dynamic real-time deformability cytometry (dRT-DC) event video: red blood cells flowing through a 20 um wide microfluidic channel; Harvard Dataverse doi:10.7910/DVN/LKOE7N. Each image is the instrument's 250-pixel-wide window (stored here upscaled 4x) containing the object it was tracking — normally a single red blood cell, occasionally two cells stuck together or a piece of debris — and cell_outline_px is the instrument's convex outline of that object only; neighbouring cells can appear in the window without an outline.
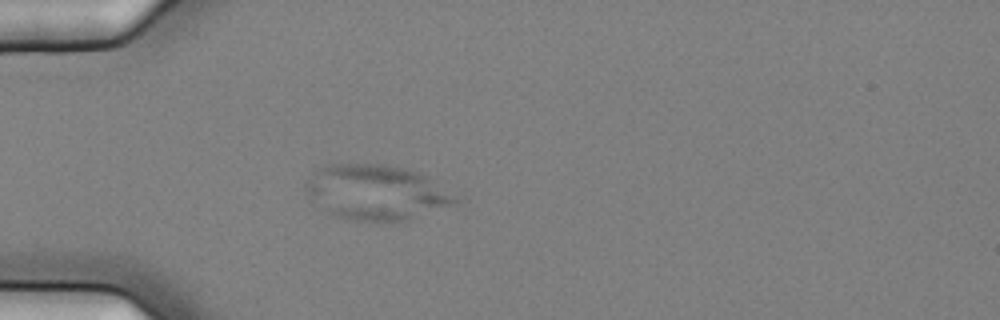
{"species": "common noctule bat (a hibernating species)", "species_latin": "Nyctalus noctula", "temperature_condition": "cold", "stored_images_in_passage": 41, "camera_frame_rate_fps": 3000, "um_per_image_px": 0.085, "animal": {"sex": "female", "body_mass_g": 25.1}, "frame": {"image": 1, "passage_image": 1, "time_ms": 0.0, "image_size_px": [1000, 320], "cell_outline_px": [[460, 200], [452, 204], [404, 220], [348, 220], [336, 216], [328, 212], [304, 192], [304, 184], [312, 172], [320, 168], [332, 164], [384, 164], [404, 168], [416, 172], [424, 176]], "centroid_in_image_um": [31.87, 16.33], "position_along_channel_um": 53.1, "area_um2": 46.7}}
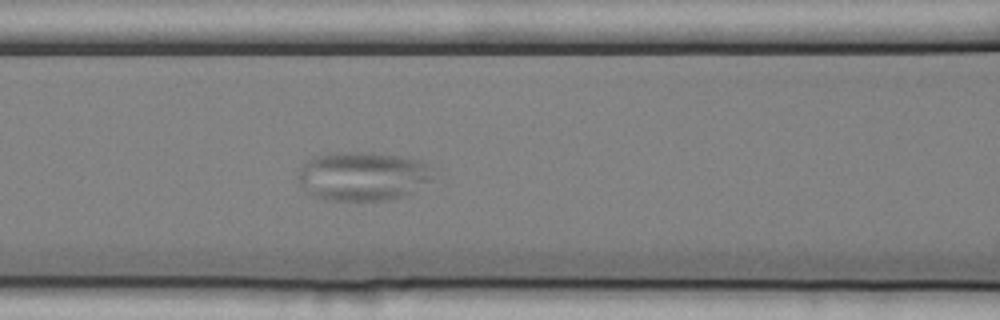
{"frame": {"image": 2, "passage_image": 9, "time_ms": 2.667, "image_size_px": [1000, 320], "cell_outline_px": [[432, 180], [408, 196], [392, 200], [324, 200], [312, 196], [304, 192], [296, 180], [296, 176], [300, 168], [308, 160], [316, 156], [332, 152], [372, 152], [420, 160], [432, 164]], "centroid_in_image_um": [30.83, 14.99], "position_along_channel_um": 135.8, "area_um2": 39.42}}
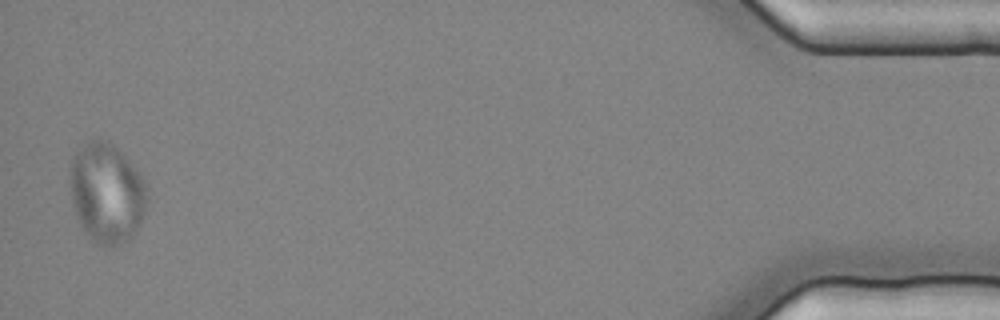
{"frame": {"image": 3, "passage_image": 40, "time_ms": 13.0, "image_size_px": [1000, 320], "cell_outline_px": [[144, 212], [136, 232], [128, 240], [104, 248], [96, 244], [80, 224], [76, 216], [72, 200], [72, 160], [76, 152], [92, 136], [108, 140], [140, 172], [144, 180]], "centroid_in_image_um": [9.06, 16.39], "position_along_channel_um": 426.1, "area_um2": 44.16}}